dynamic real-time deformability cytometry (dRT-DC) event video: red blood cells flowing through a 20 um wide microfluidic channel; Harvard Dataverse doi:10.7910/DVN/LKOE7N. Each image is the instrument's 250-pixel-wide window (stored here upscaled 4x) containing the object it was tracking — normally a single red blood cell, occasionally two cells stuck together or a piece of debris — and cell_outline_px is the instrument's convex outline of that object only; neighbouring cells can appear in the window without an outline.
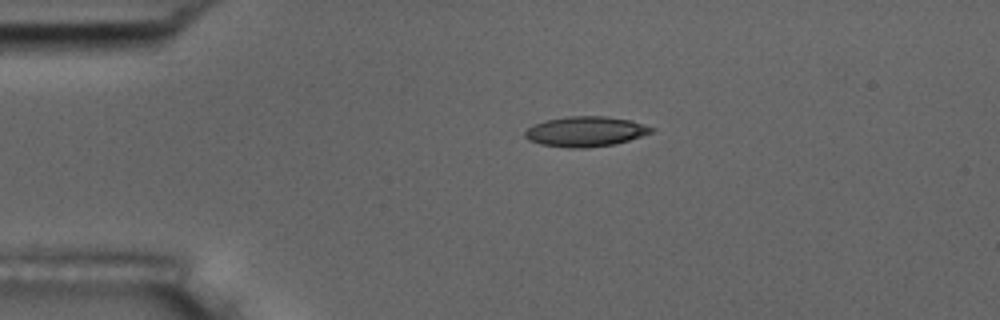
{"species": "common noctule bat (a hibernating species)", "species_latin": "Nyctalus noctula", "temperature_condition": "room temperature", "stored_images_in_passage": 2, "camera_frame_rate_fps": 3000, "um_per_image_px": 0.085, "animal": {"sex": "male", "body_mass_g": 17.5, "forearm_length_mm": 52.3}, "frame": {"image": 1, "passage_image": 1, "time_ms": 0.0, "image_size_px": [1000, 320], "cell_outline_px": [[656, 128], [652, 132], [616, 144], [588, 148], [568, 148], [540, 144], [528, 140], [524, 136], [524, 132], [528, 128], [544, 120], [568, 116], [604, 116], [632, 120]], "centroid_in_image_um": [49.77, 11.18], "position_along_channel_um": 35.2, "area_um2": 22.31}}